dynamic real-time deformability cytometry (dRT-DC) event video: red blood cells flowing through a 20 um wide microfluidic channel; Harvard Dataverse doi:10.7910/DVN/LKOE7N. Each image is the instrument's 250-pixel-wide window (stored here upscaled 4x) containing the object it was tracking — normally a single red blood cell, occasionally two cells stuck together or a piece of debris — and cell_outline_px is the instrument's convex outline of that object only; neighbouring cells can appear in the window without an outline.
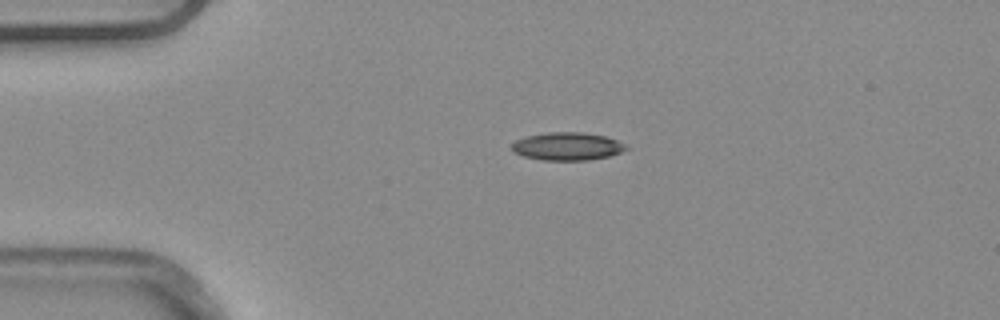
{"species": "common noctule bat (a hibernating species)", "species_latin": "Nyctalus noctula", "temperature_condition": "warm", "stored_images_in_passage": 2, "camera_frame_rate_fps": 3000, "um_per_image_px": 0.085, "animal": {"sex": "male", "body_mass_g": 20.4}, "frame": {"image": 1, "passage_image": 1, "time_ms": 0.0, "image_size_px": [1000, 320], "cell_outline_px": [[628, 148], [620, 152], [608, 156], [588, 160], [544, 160], [524, 156], [512, 152], [512, 144], [516, 140], [528, 136], [548, 132], [584, 132], [604, 136], [616, 140], [624, 144]], "centroid_in_image_um": [48.2, 12.43], "position_along_channel_um": 36.8, "area_um2": 18.38}}